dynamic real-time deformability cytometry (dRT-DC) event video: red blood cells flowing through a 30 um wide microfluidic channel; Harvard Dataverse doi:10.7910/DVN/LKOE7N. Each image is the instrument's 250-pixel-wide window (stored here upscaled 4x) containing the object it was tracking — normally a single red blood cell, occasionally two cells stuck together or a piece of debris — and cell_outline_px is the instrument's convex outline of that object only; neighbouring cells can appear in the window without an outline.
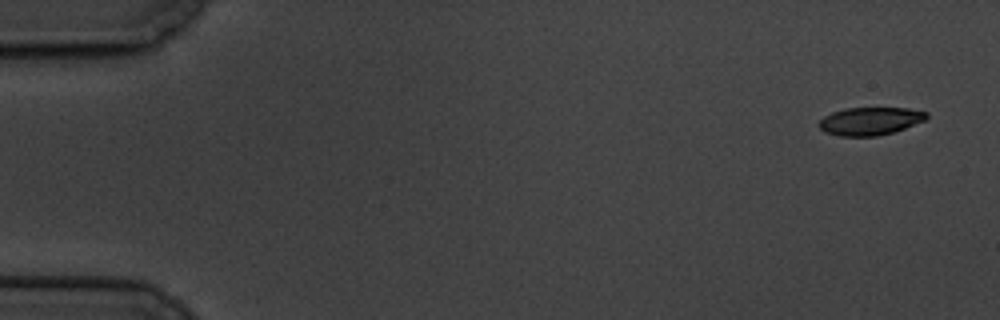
{"species": "common noctule bat (a hibernating species)", "species_latin": "Nyctalus noctula", "temperature_condition": "cold", "stored_images_in_passage": 6, "camera_frame_rate_fps": 3000, "um_per_image_px": 0.085, "animal": {"sex": "male", "body_mass_g": 19.5, "forearm_length_mm": 54.6}, "frame": {"image": 1, "passage_image": 1, "time_ms": 0.0, "image_size_px": [1000, 320], "cell_outline_px": [[928, 116], [924, 120], [904, 128], [892, 132], [876, 136], [840, 136], [824, 132], [816, 124], [824, 116], [832, 112], [844, 108], [908, 108], [928, 112]], "centroid_in_image_um": [73.91, 10.29], "position_along_channel_um": 11.1, "area_um2": 17.46}}
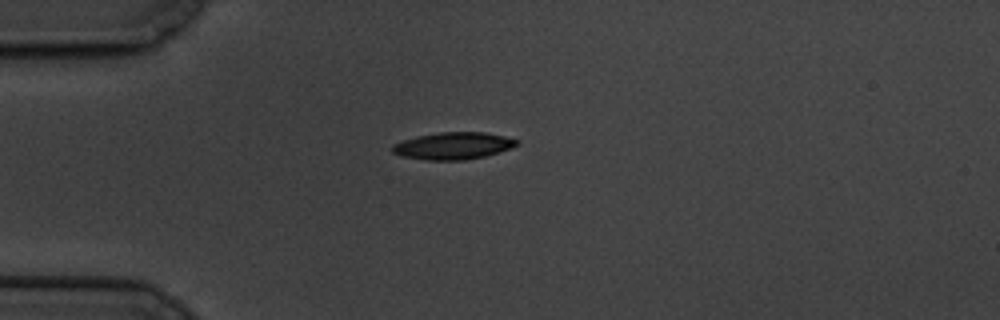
{"frame": {"image": 2, "passage_image": 5, "time_ms": 4.333, "image_size_px": [1000, 320], "cell_outline_px": [[520, 140], [512, 148], [484, 156], [464, 160], [424, 160], [400, 156], [392, 152], [392, 144], [416, 136], [440, 132], [484, 132], [504, 136]], "centroid_in_image_um": [38.49, 12.39], "position_along_channel_um": 46.5, "area_um2": 19.65}}